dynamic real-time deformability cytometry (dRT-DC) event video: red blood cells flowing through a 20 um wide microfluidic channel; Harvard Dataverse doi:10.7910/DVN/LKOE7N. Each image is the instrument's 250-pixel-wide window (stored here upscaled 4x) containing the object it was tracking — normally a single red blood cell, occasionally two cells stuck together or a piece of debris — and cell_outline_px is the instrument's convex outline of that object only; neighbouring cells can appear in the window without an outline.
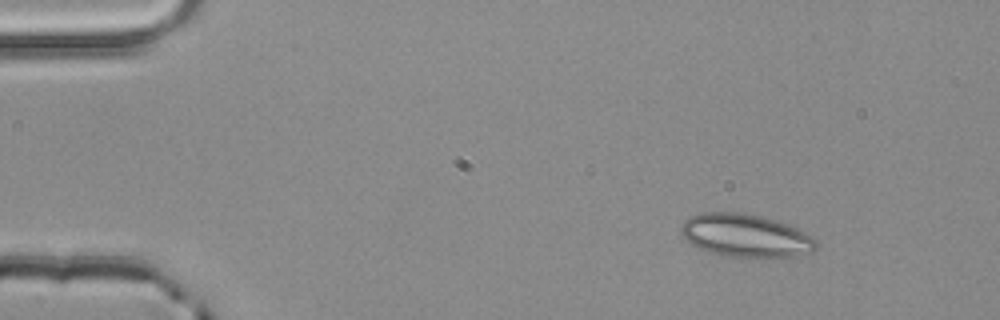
{"species": "common noctule bat (a hibernating species)", "species_latin": "Nyctalus noctula", "temperature_condition": "room temperature", "stored_images_in_passage": 3, "camera_frame_rate_fps": 3000, "um_per_image_px": 0.085, "animal": {"sex": "male", "body_mass_g": 20.4}, "frame": {"image": 1, "passage_image": 1, "time_ms": 0.0, "image_size_px": [1000, 320], "cell_outline_px": [[816, 248], [812, 252], [792, 256], [728, 256], [712, 252], [700, 248], [684, 240], [680, 232], [680, 228], [684, 220], [700, 212], [740, 212], [760, 216], [776, 220], [788, 224], [812, 236], [816, 240]], "centroid_in_image_um": [63.34, 20.0], "position_along_channel_um": 21.7, "area_um2": 33.52}}